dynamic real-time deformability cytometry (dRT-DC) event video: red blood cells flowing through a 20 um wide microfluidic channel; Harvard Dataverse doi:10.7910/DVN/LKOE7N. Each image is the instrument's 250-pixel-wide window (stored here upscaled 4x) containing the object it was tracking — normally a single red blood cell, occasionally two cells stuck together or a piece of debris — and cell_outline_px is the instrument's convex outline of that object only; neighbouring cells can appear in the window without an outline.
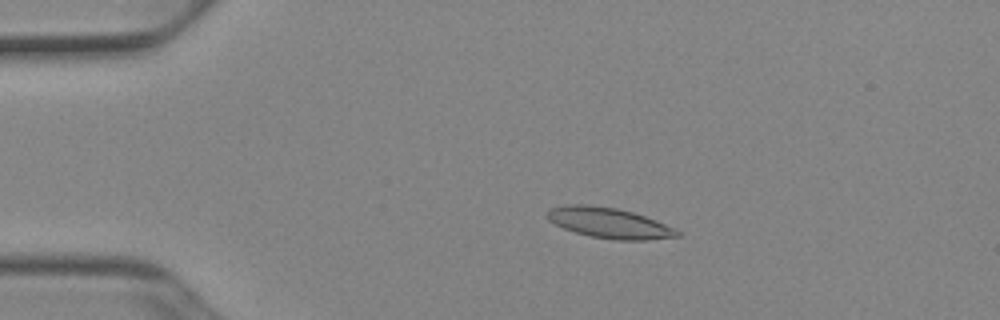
{"species": "Egyptian fruit bat (a non-hibernating species)", "species_latin": "Rousettus aegyptiacus", "temperature_condition": "cold", "stored_images_in_passage": 52, "camera_frame_rate_fps": 3000, "um_per_image_px": 0.085, "animal": {"sex": "female"}, "frame": {"image": 1, "passage_image": 11, "time_ms": 3.333, "image_size_px": [1000, 320], "cell_outline_px": [[680, 236], [644, 240], [616, 240], [592, 236], [576, 232], [564, 228], [548, 220], [544, 216], [548, 208], [572, 204], [588, 204], [616, 208], [632, 212], [656, 220], [680, 232]], "centroid_in_image_um": [51.72, 18.94], "position_along_channel_um": 33.3, "area_um2": 22.89}}
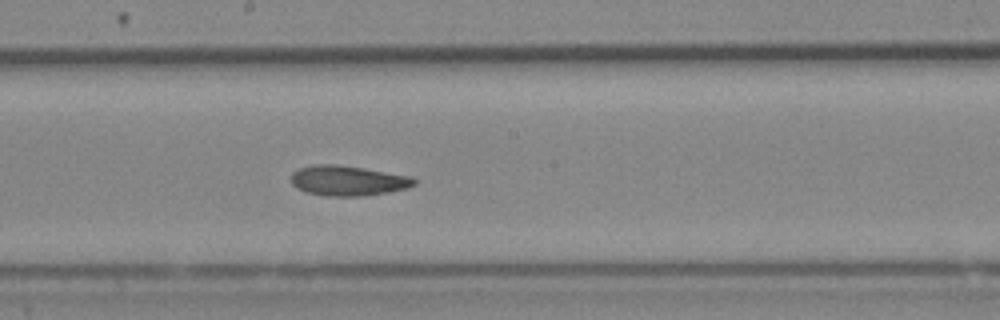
{"frame": {"image": 2, "passage_image": 29, "time_ms": 9.333, "image_size_px": [1000, 320], "cell_outline_px": [[416, 184], [408, 188], [388, 192], [364, 196], [328, 196], [304, 192], [296, 188], [292, 184], [292, 172], [300, 168], [316, 164], [336, 164], [412, 176], [416, 180]], "centroid_in_image_um": [29.57, 15.36], "position_along_channel_um": 218.6, "area_um2": 21.62}}
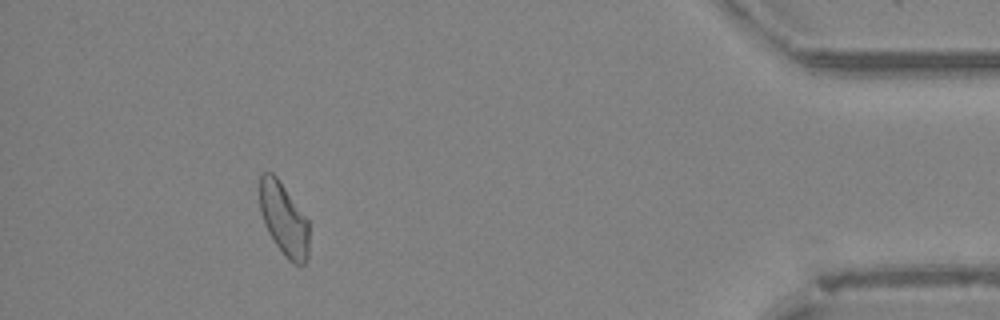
{"frame": {"image": 3, "passage_image": 48, "time_ms": 15.667, "image_size_px": [1000, 320], "cell_outline_px": [[308, 256], [304, 264], [296, 264], [288, 260], [276, 244], [268, 232], [264, 224], [260, 212], [260, 176], [264, 172], [272, 172], [276, 176], [308, 220]], "centroid_in_image_um": [24.11, 18.63], "position_along_channel_um": 411.1, "area_um2": 20.63}}